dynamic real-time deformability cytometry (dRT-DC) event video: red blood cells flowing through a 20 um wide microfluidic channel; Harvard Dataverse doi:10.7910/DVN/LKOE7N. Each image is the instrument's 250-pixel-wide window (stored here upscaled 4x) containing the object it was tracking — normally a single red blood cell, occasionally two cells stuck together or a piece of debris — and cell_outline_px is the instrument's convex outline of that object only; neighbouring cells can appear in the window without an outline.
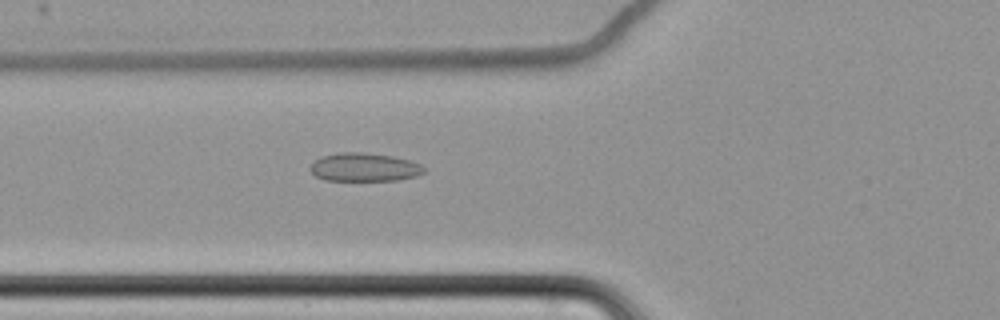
{"species": "common noctule bat (a hibernating species)", "species_latin": "Nyctalus noctula", "temperature_condition": "cold", "stored_images_in_passage": 63, "camera_frame_rate_fps": 3000, "um_per_image_px": 0.085, "animal": {"sex": "female", "body_mass_g": 22.7, "forearm_length_mm": 54.2}, "frame": {"image": 1, "passage_image": 26, "time_ms": 8.333, "image_size_px": [1000, 320], "cell_outline_px": [[424, 172], [416, 176], [396, 180], [324, 180], [316, 176], [308, 168], [320, 156], [344, 152], [360, 152], [392, 156], [408, 160], [420, 164], [424, 168]], "centroid_in_image_um": [30.94, 14.21], "position_along_channel_um": 94.9, "area_um2": 18.61}}
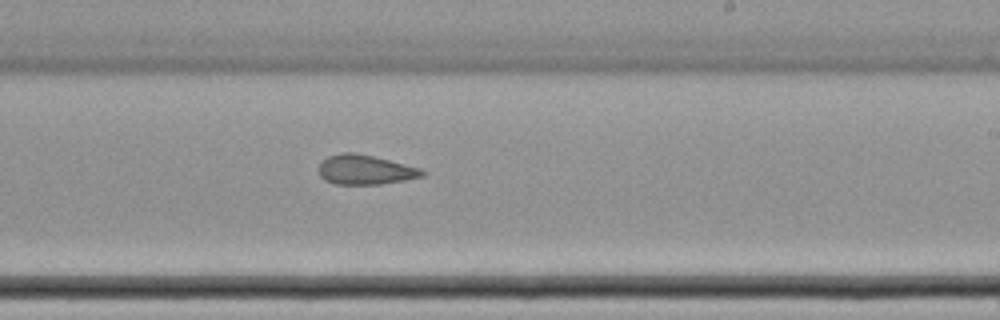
{"frame": {"image": 2, "passage_image": 40, "time_ms": 13.0, "image_size_px": [1000, 320], "cell_outline_px": [[428, 172], [424, 176], [404, 180], [380, 184], [336, 184], [324, 180], [320, 176], [320, 164], [328, 156], [340, 152], [356, 152], [420, 168]], "centroid_in_image_um": [31.05, 14.43], "position_along_channel_um": 257.9, "area_um2": 17.74}}
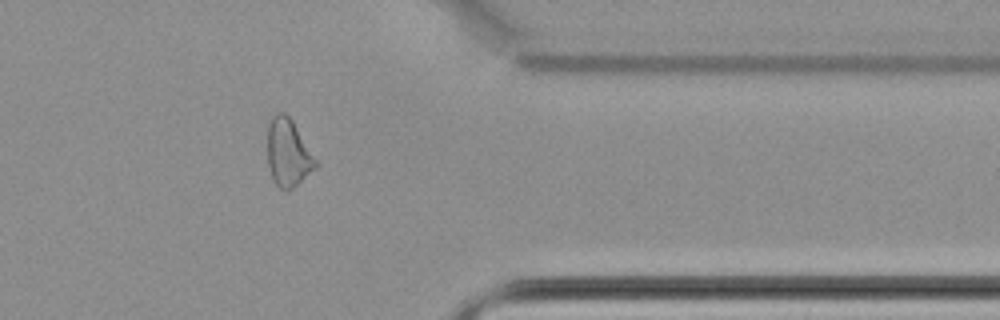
{"frame": {"image": 3, "passage_image": 52, "time_ms": 17.0, "image_size_px": [1000, 320], "cell_outline_px": [[320, 164], [316, 168], [288, 192], [284, 192], [272, 180], [268, 164], [268, 124], [272, 116], [276, 112], [284, 112], [292, 120]], "centroid_in_image_um": [24.5, 13.01], "position_along_channel_um": 386.9, "area_um2": 19.19}, "authors_computed_cell_mechanics": {"area_um2": 20.1144, "velocity_mm_per_s": 3.4938, "shape_relaxation_time_tau1_ms": null, "shape_relaxation_time_tau2_ms": 3.8482, "deformation_change_tau1": null, "deformation_change_tau2": 0.097}}